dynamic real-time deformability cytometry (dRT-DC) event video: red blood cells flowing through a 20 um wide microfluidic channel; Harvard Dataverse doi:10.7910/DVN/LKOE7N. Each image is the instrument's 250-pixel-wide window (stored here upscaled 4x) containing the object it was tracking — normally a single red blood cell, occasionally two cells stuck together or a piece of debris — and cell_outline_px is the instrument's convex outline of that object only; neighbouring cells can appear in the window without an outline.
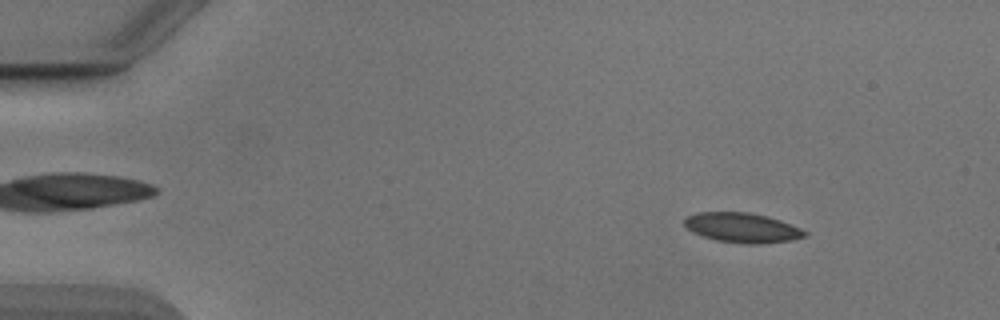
{"species": "Egyptian fruit bat (a non-hibernating species)", "species_latin": "Rousettus aegyptiacus", "temperature_condition": "cold", "stored_images_in_passage": 13, "camera_frame_rate_fps": 3000, "um_per_image_px": 0.085, "animal": {"sex": "male"}, "frame": {"image": 1, "passage_image": 6, "time_ms": 1.667, "image_size_px": [1000, 320], "cell_outline_px": [[808, 236], [792, 240], [756, 244], [748, 244], [716, 240], [692, 232], [684, 224], [684, 220], [688, 216], [700, 212], [748, 212], [768, 216], [780, 220], [800, 228], [808, 232]], "centroid_in_image_um": [63.12, 19.35], "position_along_channel_um": 21.9, "area_um2": 20.75}}